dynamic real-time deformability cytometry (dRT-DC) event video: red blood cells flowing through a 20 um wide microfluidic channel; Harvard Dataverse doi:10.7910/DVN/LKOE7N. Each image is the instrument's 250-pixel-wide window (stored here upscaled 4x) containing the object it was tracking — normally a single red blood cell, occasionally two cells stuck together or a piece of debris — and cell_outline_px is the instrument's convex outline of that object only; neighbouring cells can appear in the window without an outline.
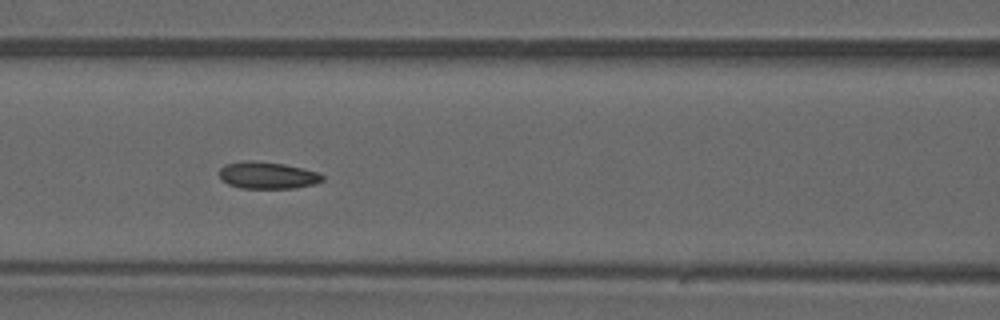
{"species": "common noctule bat (a hibernating species)", "species_latin": "Nyctalus noctula", "temperature_condition": "warm", "stored_images_in_passage": 29, "camera_frame_rate_fps": 3000, "um_per_image_px": 0.085, "animal": {"sex": "male", "forearm_length_mm": 52.5}, "frame": {"image": 1, "passage_image": 9, "time_ms": 2.667, "image_size_px": [1000, 320], "cell_outline_px": [[324, 180], [316, 184], [296, 188], [240, 188], [228, 184], [220, 180], [220, 168], [224, 164], [244, 160], [256, 160], [284, 164], [320, 172], [324, 176]], "centroid_in_image_um": [22.74, 14.89], "position_along_channel_um": 143.9, "area_um2": 16.53}}